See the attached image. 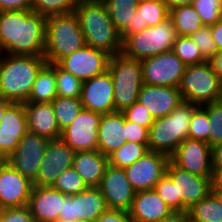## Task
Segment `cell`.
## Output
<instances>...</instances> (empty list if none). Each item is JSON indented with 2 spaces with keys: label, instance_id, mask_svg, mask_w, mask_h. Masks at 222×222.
Returning <instances> with one entry per match:
<instances>
[{
  "label": "cell",
  "instance_id": "6da1fadb",
  "mask_svg": "<svg viewBox=\"0 0 222 222\" xmlns=\"http://www.w3.org/2000/svg\"><path fill=\"white\" fill-rule=\"evenodd\" d=\"M46 17L30 10L0 11V53L44 56Z\"/></svg>",
  "mask_w": 222,
  "mask_h": 222
},
{
  "label": "cell",
  "instance_id": "7a4b0ae2",
  "mask_svg": "<svg viewBox=\"0 0 222 222\" xmlns=\"http://www.w3.org/2000/svg\"><path fill=\"white\" fill-rule=\"evenodd\" d=\"M73 12L81 27L85 45L105 51L110 56L121 54V37L103 1L80 0Z\"/></svg>",
  "mask_w": 222,
  "mask_h": 222
},
{
  "label": "cell",
  "instance_id": "3957f363",
  "mask_svg": "<svg viewBox=\"0 0 222 222\" xmlns=\"http://www.w3.org/2000/svg\"><path fill=\"white\" fill-rule=\"evenodd\" d=\"M44 56L0 53V96L12 102H26L41 68Z\"/></svg>",
  "mask_w": 222,
  "mask_h": 222
},
{
  "label": "cell",
  "instance_id": "277c9868",
  "mask_svg": "<svg viewBox=\"0 0 222 222\" xmlns=\"http://www.w3.org/2000/svg\"><path fill=\"white\" fill-rule=\"evenodd\" d=\"M198 105L182 102L169 115L154 120L149 128L148 149L171 156L188 138L193 110Z\"/></svg>",
  "mask_w": 222,
  "mask_h": 222
},
{
  "label": "cell",
  "instance_id": "5b68a950",
  "mask_svg": "<svg viewBox=\"0 0 222 222\" xmlns=\"http://www.w3.org/2000/svg\"><path fill=\"white\" fill-rule=\"evenodd\" d=\"M83 46L84 36L74 12L46 17L44 58L47 63H57Z\"/></svg>",
  "mask_w": 222,
  "mask_h": 222
},
{
  "label": "cell",
  "instance_id": "8992f818",
  "mask_svg": "<svg viewBox=\"0 0 222 222\" xmlns=\"http://www.w3.org/2000/svg\"><path fill=\"white\" fill-rule=\"evenodd\" d=\"M177 38V30L169 17L161 24L127 35L122 40L121 54L127 58L141 61L171 51Z\"/></svg>",
  "mask_w": 222,
  "mask_h": 222
},
{
  "label": "cell",
  "instance_id": "52a82bcc",
  "mask_svg": "<svg viewBox=\"0 0 222 222\" xmlns=\"http://www.w3.org/2000/svg\"><path fill=\"white\" fill-rule=\"evenodd\" d=\"M182 100L202 106L222 100V83L208 61L186 67L179 85Z\"/></svg>",
  "mask_w": 222,
  "mask_h": 222
},
{
  "label": "cell",
  "instance_id": "ba28073f",
  "mask_svg": "<svg viewBox=\"0 0 222 222\" xmlns=\"http://www.w3.org/2000/svg\"><path fill=\"white\" fill-rule=\"evenodd\" d=\"M108 70L114 84L115 112L133 105L143 85L141 61L122 54L110 56Z\"/></svg>",
  "mask_w": 222,
  "mask_h": 222
},
{
  "label": "cell",
  "instance_id": "9c48e42d",
  "mask_svg": "<svg viewBox=\"0 0 222 222\" xmlns=\"http://www.w3.org/2000/svg\"><path fill=\"white\" fill-rule=\"evenodd\" d=\"M107 210L108 207L100 188L87 187L78 194L65 197L58 222L74 220L95 222Z\"/></svg>",
  "mask_w": 222,
  "mask_h": 222
},
{
  "label": "cell",
  "instance_id": "30bf717a",
  "mask_svg": "<svg viewBox=\"0 0 222 222\" xmlns=\"http://www.w3.org/2000/svg\"><path fill=\"white\" fill-rule=\"evenodd\" d=\"M143 84L179 87L186 65L171 50L141 60Z\"/></svg>",
  "mask_w": 222,
  "mask_h": 222
},
{
  "label": "cell",
  "instance_id": "8fae6325",
  "mask_svg": "<svg viewBox=\"0 0 222 222\" xmlns=\"http://www.w3.org/2000/svg\"><path fill=\"white\" fill-rule=\"evenodd\" d=\"M49 141L46 137L27 132L6 161L22 176L33 182L38 175Z\"/></svg>",
  "mask_w": 222,
  "mask_h": 222
},
{
  "label": "cell",
  "instance_id": "7c38bea8",
  "mask_svg": "<svg viewBox=\"0 0 222 222\" xmlns=\"http://www.w3.org/2000/svg\"><path fill=\"white\" fill-rule=\"evenodd\" d=\"M170 161L177 167L203 177H212V147L203 141L186 138L175 152Z\"/></svg>",
  "mask_w": 222,
  "mask_h": 222
},
{
  "label": "cell",
  "instance_id": "4fadbf2b",
  "mask_svg": "<svg viewBox=\"0 0 222 222\" xmlns=\"http://www.w3.org/2000/svg\"><path fill=\"white\" fill-rule=\"evenodd\" d=\"M170 157L149 151L130 166L124 168L126 177L137 192L154 189L156 183L166 174Z\"/></svg>",
  "mask_w": 222,
  "mask_h": 222
},
{
  "label": "cell",
  "instance_id": "5bb4252c",
  "mask_svg": "<svg viewBox=\"0 0 222 222\" xmlns=\"http://www.w3.org/2000/svg\"><path fill=\"white\" fill-rule=\"evenodd\" d=\"M109 58L105 51L85 45L56 64L83 82L108 70Z\"/></svg>",
  "mask_w": 222,
  "mask_h": 222
},
{
  "label": "cell",
  "instance_id": "9a60e30c",
  "mask_svg": "<svg viewBox=\"0 0 222 222\" xmlns=\"http://www.w3.org/2000/svg\"><path fill=\"white\" fill-rule=\"evenodd\" d=\"M166 175L176 186L177 197H181V211L190 209L211 192L212 177H203L183 170L171 161L166 169Z\"/></svg>",
  "mask_w": 222,
  "mask_h": 222
},
{
  "label": "cell",
  "instance_id": "2e32d148",
  "mask_svg": "<svg viewBox=\"0 0 222 222\" xmlns=\"http://www.w3.org/2000/svg\"><path fill=\"white\" fill-rule=\"evenodd\" d=\"M102 114L82 109L76 119L61 133V139L75 152L96 150L98 127Z\"/></svg>",
  "mask_w": 222,
  "mask_h": 222
},
{
  "label": "cell",
  "instance_id": "e0dca14e",
  "mask_svg": "<svg viewBox=\"0 0 222 222\" xmlns=\"http://www.w3.org/2000/svg\"><path fill=\"white\" fill-rule=\"evenodd\" d=\"M75 153L61 138L50 140L33 185L52 186L59 174L72 167Z\"/></svg>",
  "mask_w": 222,
  "mask_h": 222
},
{
  "label": "cell",
  "instance_id": "ac0fdd59",
  "mask_svg": "<svg viewBox=\"0 0 222 222\" xmlns=\"http://www.w3.org/2000/svg\"><path fill=\"white\" fill-rule=\"evenodd\" d=\"M98 187L108 209L125 211L131 209L136 191L132 188L123 168L108 164Z\"/></svg>",
  "mask_w": 222,
  "mask_h": 222
},
{
  "label": "cell",
  "instance_id": "d6986e66",
  "mask_svg": "<svg viewBox=\"0 0 222 222\" xmlns=\"http://www.w3.org/2000/svg\"><path fill=\"white\" fill-rule=\"evenodd\" d=\"M80 99L84 109L100 114L115 112L114 84L109 70L83 81Z\"/></svg>",
  "mask_w": 222,
  "mask_h": 222
},
{
  "label": "cell",
  "instance_id": "ffe728a7",
  "mask_svg": "<svg viewBox=\"0 0 222 222\" xmlns=\"http://www.w3.org/2000/svg\"><path fill=\"white\" fill-rule=\"evenodd\" d=\"M32 187V181L6 161L0 169V209L27 206Z\"/></svg>",
  "mask_w": 222,
  "mask_h": 222
},
{
  "label": "cell",
  "instance_id": "44dd1931",
  "mask_svg": "<svg viewBox=\"0 0 222 222\" xmlns=\"http://www.w3.org/2000/svg\"><path fill=\"white\" fill-rule=\"evenodd\" d=\"M27 132L24 103L12 102L6 108L0 122V154L7 159Z\"/></svg>",
  "mask_w": 222,
  "mask_h": 222
},
{
  "label": "cell",
  "instance_id": "7402d4cb",
  "mask_svg": "<svg viewBox=\"0 0 222 222\" xmlns=\"http://www.w3.org/2000/svg\"><path fill=\"white\" fill-rule=\"evenodd\" d=\"M137 102L157 119L169 115L183 100L178 87L143 84Z\"/></svg>",
  "mask_w": 222,
  "mask_h": 222
},
{
  "label": "cell",
  "instance_id": "603a6c76",
  "mask_svg": "<svg viewBox=\"0 0 222 222\" xmlns=\"http://www.w3.org/2000/svg\"><path fill=\"white\" fill-rule=\"evenodd\" d=\"M67 195L53 189L51 186L32 187L28 208L35 222H58L62 211L63 200Z\"/></svg>",
  "mask_w": 222,
  "mask_h": 222
},
{
  "label": "cell",
  "instance_id": "cb8c5ba5",
  "mask_svg": "<svg viewBox=\"0 0 222 222\" xmlns=\"http://www.w3.org/2000/svg\"><path fill=\"white\" fill-rule=\"evenodd\" d=\"M172 211L158 193L151 189L135 192L128 212L133 222H158Z\"/></svg>",
  "mask_w": 222,
  "mask_h": 222
},
{
  "label": "cell",
  "instance_id": "d4e9b609",
  "mask_svg": "<svg viewBox=\"0 0 222 222\" xmlns=\"http://www.w3.org/2000/svg\"><path fill=\"white\" fill-rule=\"evenodd\" d=\"M28 132L56 140L61 138L52 103H24Z\"/></svg>",
  "mask_w": 222,
  "mask_h": 222
},
{
  "label": "cell",
  "instance_id": "484cf974",
  "mask_svg": "<svg viewBox=\"0 0 222 222\" xmlns=\"http://www.w3.org/2000/svg\"><path fill=\"white\" fill-rule=\"evenodd\" d=\"M126 142L125 117L116 111L102 114L98 127L97 149L109 156Z\"/></svg>",
  "mask_w": 222,
  "mask_h": 222
},
{
  "label": "cell",
  "instance_id": "4316f807",
  "mask_svg": "<svg viewBox=\"0 0 222 222\" xmlns=\"http://www.w3.org/2000/svg\"><path fill=\"white\" fill-rule=\"evenodd\" d=\"M108 164V156L96 149L76 152L72 167L81 176L87 187H98Z\"/></svg>",
  "mask_w": 222,
  "mask_h": 222
},
{
  "label": "cell",
  "instance_id": "83f0119b",
  "mask_svg": "<svg viewBox=\"0 0 222 222\" xmlns=\"http://www.w3.org/2000/svg\"><path fill=\"white\" fill-rule=\"evenodd\" d=\"M55 63H46L38 73L28 100L24 103H51L56 97Z\"/></svg>",
  "mask_w": 222,
  "mask_h": 222
},
{
  "label": "cell",
  "instance_id": "f1b7e54d",
  "mask_svg": "<svg viewBox=\"0 0 222 222\" xmlns=\"http://www.w3.org/2000/svg\"><path fill=\"white\" fill-rule=\"evenodd\" d=\"M169 17L174 23L178 36L190 37L203 26L193 5L177 6L170 10Z\"/></svg>",
  "mask_w": 222,
  "mask_h": 222
},
{
  "label": "cell",
  "instance_id": "f546056e",
  "mask_svg": "<svg viewBox=\"0 0 222 222\" xmlns=\"http://www.w3.org/2000/svg\"><path fill=\"white\" fill-rule=\"evenodd\" d=\"M190 222H222V203L210 192L187 210Z\"/></svg>",
  "mask_w": 222,
  "mask_h": 222
},
{
  "label": "cell",
  "instance_id": "4dcf8cb0",
  "mask_svg": "<svg viewBox=\"0 0 222 222\" xmlns=\"http://www.w3.org/2000/svg\"><path fill=\"white\" fill-rule=\"evenodd\" d=\"M59 130H65L82 111L80 98H65L57 96L52 102Z\"/></svg>",
  "mask_w": 222,
  "mask_h": 222
},
{
  "label": "cell",
  "instance_id": "1f68e13d",
  "mask_svg": "<svg viewBox=\"0 0 222 222\" xmlns=\"http://www.w3.org/2000/svg\"><path fill=\"white\" fill-rule=\"evenodd\" d=\"M147 145L126 141L119 149L108 156L109 164L124 169L149 152Z\"/></svg>",
  "mask_w": 222,
  "mask_h": 222
},
{
  "label": "cell",
  "instance_id": "d6a6232c",
  "mask_svg": "<svg viewBox=\"0 0 222 222\" xmlns=\"http://www.w3.org/2000/svg\"><path fill=\"white\" fill-rule=\"evenodd\" d=\"M116 30L120 33L131 22L137 10L136 0H103Z\"/></svg>",
  "mask_w": 222,
  "mask_h": 222
},
{
  "label": "cell",
  "instance_id": "836d02e7",
  "mask_svg": "<svg viewBox=\"0 0 222 222\" xmlns=\"http://www.w3.org/2000/svg\"><path fill=\"white\" fill-rule=\"evenodd\" d=\"M80 0H32L31 10L48 17L73 13Z\"/></svg>",
  "mask_w": 222,
  "mask_h": 222
},
{
  "label": "cell",
  "instance_id": "e575fe53",
  "mask_svg": "<svg viewBox=\"0 0 222 222\" xmlns=\"http://www.w3.org/2000/svg\"><path fill=\"white\" fill-rule=\"evenodd\" d=\"M172 51L186 65H196L208 61L188 36H178Z\"/></svg>",
  "mask_w": 222,
  "mask_h": 222
},
{
  "label": "cell",
  "instance_id": "d590c367",
  "mask_svg": "<svg viewBox=\"0 0 222 222\" xmlns=\"http://www.w3.org/2000/svg\"><path fill=\"white\" fill-rule=\"evenodd\" d=\"M55 82L57 96L65 98H80L82 90V81L60 68L55 63Z\"/></svg>",
  "mask_w": 222,
  "mask_h": 222
},
{
  "label": "cell",
  "instance_id": "8d00e7d4",
  "mask_svg": "<svg viewBox=\"0 0 222 222\" xmlns=\"http://www.w3.org/2000/svg\"><path fill=\"white\" fill-rule=\"evenodd\" d=\"M137 10L142 18V25L155 26L169 18L170 10L162 0H152L139 3Z\"/></svg>",
  "mask_w": 222,
  "mask_h": 222
},
{
  "label": "cell",
  "instance_id": "74e56055",
  "mask_svg": "<svg viewBox=\"0 0 222 222\" xmlns=\"http://www.w3.org/2000/svg\"><path fill=\"white\" fill-rule=\"evenodd\" d=\"M51 187L65 195H75L85 190L87 185L75 169L71 167L59 174Z\"/></svg>",
  "mask_w": 222,
  "mask_h": 222
},
{
  "label": "cell",
  "instance_id": "f35d334b",
  "mask_svg": "<svg viewBox=\"0 0 222 222\" xmlns=\"http://www.w3.org/2000/svg\"><path fill=\"white\" fill-rule=\"evenodd\" d=\"M209 133L210 121L207 111L203 106H197L191 117L188 138L208 143Z\"/></svg>",
  "mask_w": 222,
  "mask_h": 222
},
{
  "label": "cell",
  "instance_id": "ab89813d",
  "mask_svg": "<svg viewBox=\"0 0 222 222\" xmlns=\"http://www.w3.org/2000/svg\"><path fill=\"white\" fill-rule=\"evenodd\" d=\"M210 121L208 144L214 145L222 142V100L202 105Z\"/></svg>",
  "mask_w": 222,
  "mask_h": 222
},
{
  "label": "cell",
  "instance_id": "60d3db41",
  "mask_svg": "<svg viewBox=\"0 0 222 222\" xmlns=\"http://www.w3.org/2000/svg\"><path fill=\"white\" fill-rule=\"evenodd\" d=\"M203 25L212 26L222 17V0H193Z\"/></svg>",
  "mask_w": 222,
  "mask_h": 222
},
{
  "label": "cell",
  "instance_id": "b9f144b4",
  "mask_svg": "<svg viewBox=\"0 0 222 222\" xmlns=\"http://www.w3.org/2000/svg\"><path fill=\"white\" fill-rule=\"evenodd\" d=\"M154 190L173 211H181V197H177L176 186L166 174L156 183Z\"/></svg>",
  "mask_w": 222,
  "mask_h": 222
},
{
  "label": "cell",
  "instance_id": "7bdbcfd3",
  "mask_svg": "<svg viewBox=\"0 0 222 222\" xmlns=\"http://www.w3.org/2000/svg\"><path fill=\"white\" fill-rule=\"evenodd\" d=\"M190 38L195 42L202 55L209 60L213 55L219 53L217 44L213 41L211 26L203 25Z\"/></svg>",
  "mask_w": 222,
  "mask_h": 222
},
{
  "label": "cell",
  "instance_id": "ee69618b",
  "mask_svg": "<svg viewBox=\"0 0 222 222\" xmlns=\"http://www.w3.org/2000/svg\"><path fill=\"white\" fill-rule=\"evenodd\" d=\"M124 117L128 121H132L139 126L150 128L154 122L153 116L149 111L137 101L122 111Z\"/></svg>",
  "mask_w": 222,
  "mask_h": 222
},
{
  "label": "cell",
  "instance_id": "f6af8a7d",
  "mask_svg": "<svg viewBox=\"0 0 222 222\" xmlns=\"http://www.w3.org/2000/svg\"><path fill=\"white\" fill-rule=\"evenodd\" d=\"M0 222H35L28 206L0 209Z\"/></svg>",
  "mask_w": 222,
  "mask_h": 222
},
{
  "label": "cell",
  "instance_id": "bcb514c9",
  "mask_svg": "<svg viewBox=\"0 0 222 222\" xmlns=\"http://www.w3.org/2000/svg\"><path fill=\"white\" fill-rule=\"evenodd\" d=\"M126 141L148 144L149 129L125 119Z\"/></svg>",
  "mask_w": 222,
  "mask_h": 222
},
{
  "label": "cell",
  "instance_id": "7dc6e473",
  "mask_svg": "<svg viewBox=\"0 0 222 222\" xmlns=\"http://www.w3.org/2000/svg\"><path fill=\"white\" fill-rule=\"evenodd\" d=\"M95 222H133L129 212L125 210L108 209Z\"/></svg>",
  "mask_w": 222,
  "mask_h": 222
},
{
  "label": "cell",
  "instance_id": "c3c4849f",
  "mask_svg": "<svg viewBox=\"0 0 222 222\" xmlns=\"http://www.w3.org/2000/svg\"><path fill=\"white\" fill-rule=\"evenodd\" d=\"M147 25H142V18L140 12L136 10L133 14V18L130 23L119 33L121 40H123L127 35L140 32L147 28Z\"/></svg>",
  "mask_w": 222,
  "mask_h": 222
},
{
  "label": "cell",
  "instance_id": "681fc988",
  "mask_svg": "<svg viewBox=\"0 0 222 222\" xmlns=\"http://www.w3.org/2000/svg\"><path fill=\"white\" fill-rule=\"evenodd\" d=\"M32 0H0V11L30 10Z\"/></svg>",
  "mask_w": 222,
  "mask_h": 222
},
{
  "label": "cell",
  "instance_id": "f907efd6",
  "mask_svg": "<svg viewBox=\"0 0 222 222\" xmlns=\"http://www.w3.org/2000/svg\"><path fill=\"white\" fill-rule=\"evenodd\" d=\"M213 41L217 44L219 52H222V17L211 26Z\"/></svg>",
  "mask_w": 222,
  "mask_h": 222
},
{
  "label": "cell",
  "instance_id": "816d5d0a",
  "mask_svg": "<svg viewBox=\"0 0 222 222\" xmlns=\"http://www.w3.org/2000/svg\"><path fill=\"white\" fill-rule=\"evenodd\" d=\"M158 222H190V219L186 211H172L166 218Z\"/></svg>",
  "mask_w": 222,
  "mask_h": 222
},
{
  "label": "cell",
  "instance_id": "f5cc1de1",
  "mask_svg": "<svg viewBox=\"0 0 222 222\" xmlns=\"http://www.w3.org/2000/svg\"><path fill=\"white\" fill-rule=\"evenodd\" d=\"M208 62L210 63L212 70L220 77L222 83V52L213 55Z\"/></svg>",
  "mask_w": 222,
  "mask_h": 222
},
{
  "label": "cell",
  "instance_id": "db71d44e",
  "mask_svg": "<svg viewBox=\"0 0 222 222\" xmlns=\"http://www.w3.org/2000/svg\"><path fill=\"white\" fill-rule=\"evenodd\" d=\"M212 167L222 168V142L212 147Z\"/></svg>",
  "mask_w": 222,
  "mask_h": 222
},
{
  "label": "cell",
  "instance_id": "11a10c76",
  "mask_svg": "<svg viewBox=\"0 0 222 222\" xmlns=\"http://www.w3.org/2000/svg\"><path fill=\"white\" fill-rule=\"evenodd\" d=\"M211 188H222V168H213Z\"/></svg>",
  "mask_w": 222,
  "mask_h": 222
},
{
  "label": "cell",
  "instance_id": "9f6ffc18",
  "mask_svg": "<svg viewBox=\"0 0 222 222\" xmlns=\"http://www.w3.org/2000/svg\"><path fill=\"white\" fill-rule=\"evenodd\" d=\"M169 10L184 5H192L193 0H162Z\"/></svg>",
  "mask_w": 222,
  "mask_h": 222
},
{
  "label": "cell",
  "instance_id": "6f0895ef",
  "mask_svg": "<svg viewBox=\"0 0 222 222\" xmlns=\"http://www.w3.org/2000/svg\"><path fill=\"white\" fill-rule=\"evenodd\" d=\"M12 103V101L8 99H4L2 96H0V122L3 119L4 112L6 108Z\"/></svg>",
  "mask_w": 222,
  "mask_h": 222
},
{
  "label": "cell",
  "instance_id": "680465c9",
  "mask_svg": "<svg viewBox=\"0 0 222 222\" xmlns=\"http://www.w3.org/2000/svg\"><path fill=\"white\" fill-rule=\"evenodd\" d=\"M211 192L222 203V188H211Z\"/></svg>",
  "mask_w": 222,
  "mask_h": 222
},
{
  "label": "cell",
  "instance_id": "91938a15",
  "mask_svg": "<svg viewBox=\"0 0 222 222\" xmlns=\"http://www.w3.org/2000/svg\"><path fill=\"white\" fill-rule=\"evenodd\" d=\"M6 163V158L0 154V169Z\"/></svg>",
  "mask_w": 222,
  "mask_h": 222
},
{
  "label": "cell",
  "instance_id": "94428289",
  "mask_svg": "<svg viewBox=\"0 0 222 222\" xmlns=\"http://www.w3.org/2000/svg\"><path fill=\"white\" fill-rule=\"evenodd\" d=\"M146 1H152V0H136V2L139 4V3H142V2H146Z\"/></svg>",
  "mask_w": 222,
  "mask_h": 222
},
{
  "label": "cell",
  "instance_id": "6125c7cd",
  "mask_svg": "<svg viewBox=\"0 0 222 222\" xmlns=\"http://www.w3.org/2000/svg\"><path fill=\"white\" fill-rule=\"evenodd\" d=\"M70 222H88V221L74 220V221H70Z\"/></svg>",
  "mask_w": 222,
  "mask_h": 222
},
{
  "label": "cell",
  "instance_id": "be15d7a7",
  "mask_svg": "<svg viewBox=\"0 0 222 222\" xmlns=\"http://www.w3.org/2000/svg\"><path fill=\"white\" fill-rule=\"evenodd\" d=\"M85 1H103V0H85Z\"/></svg>",
  "mask_w": 222,
  "mask_h": 222
}]
</instances>
